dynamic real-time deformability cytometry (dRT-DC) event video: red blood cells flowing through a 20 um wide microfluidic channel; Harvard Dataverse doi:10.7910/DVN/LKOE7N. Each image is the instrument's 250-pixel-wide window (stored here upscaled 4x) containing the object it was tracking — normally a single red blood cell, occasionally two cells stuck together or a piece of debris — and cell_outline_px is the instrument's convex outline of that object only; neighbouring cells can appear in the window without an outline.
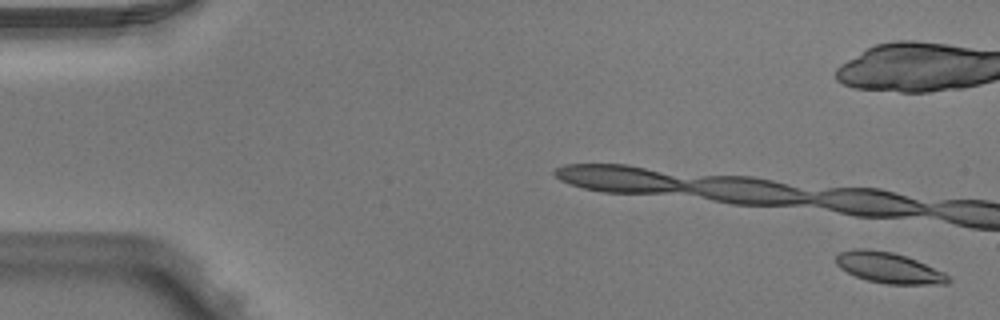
{"species": "Egyptian fruit bat (a non-hibernating species)", "species_latin": "Rousettus aegyptiacus", "temperature_condition": "warm", "stored_images_in_passage": 4, "camera_frame_rate_fps": 3000, "um_per_image_px": 0.085, "animal": {"sex": "male"}, "frame": {"image": 1, "passage_image": 1, "time_ms": 0.0, "image_size_px": [1000, 320], "cell_outline_px": [[952, 280], [948, 284], [884, 284], [868, 280], [856, 276], [840, 268], [836, 264], [836, 252], [852, 248], [868, 248], [892, 252], [908, 256], [944, 272]], "centroid_in_image_um": [75.53, 22.74], "position_along_channel_um": 9.5, "area_um2": 20.4}}